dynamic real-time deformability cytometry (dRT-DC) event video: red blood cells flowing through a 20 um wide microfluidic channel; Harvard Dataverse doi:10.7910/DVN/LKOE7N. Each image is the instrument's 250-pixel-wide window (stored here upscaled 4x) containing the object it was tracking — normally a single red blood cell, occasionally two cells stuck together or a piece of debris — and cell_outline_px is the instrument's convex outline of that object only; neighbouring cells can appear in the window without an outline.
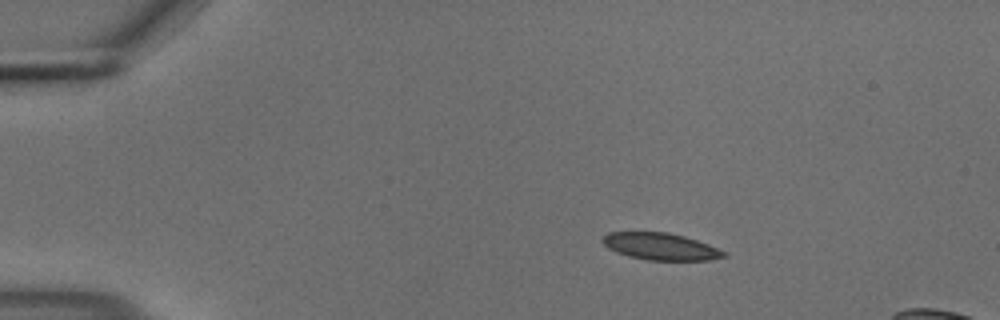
{"species": "common noctule bat (a hibernating species)", "species_latin": "Nyctalus noctula", "temperature_condition": "cold", "stored_images_in_passage": 46, "camera_frame_rate_fps": 3000, "um_per_image_px": 0.085, "animal": {"sex": "male", "body_mass_g": 18.8}, "frame": {"image": 1, "passage_image": 1, "time_ms": 0.0, "image_size_px": [1000, 320], "cell_outline_px": [[728, 256], [708, 260], [648, 260], [628, 256], [616, 252], [608, 248], [600, 240], [608, 232], [668, 232], [684, 236], [708, 244], [728, 252]], "centroid_in_image_um": [56.16, 20.95], "position_along_channel_um": 28.8, "area_um2": 19.13}}
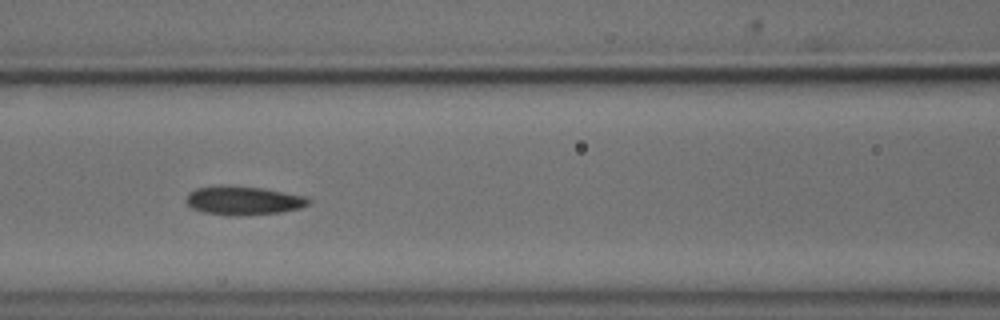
{"frame": {"image": 2, "passage_image": 16, "time_ms": 5.0, "image_size_px": [1000, 320], "cell_outline_px": [[312, 200], [308, 204], [300, 208], [280, 212], [244, 216], [232, 216], [204, 212], [192, 208], [184, 200], [188, 192], [196, 188], [224, 184], [228, 184], [264, 188], [304, 196]], "centroid_in_image_um": [20.65, 17.03], "position_along_channel_um": 146.0, "area_um2": 20.87}}
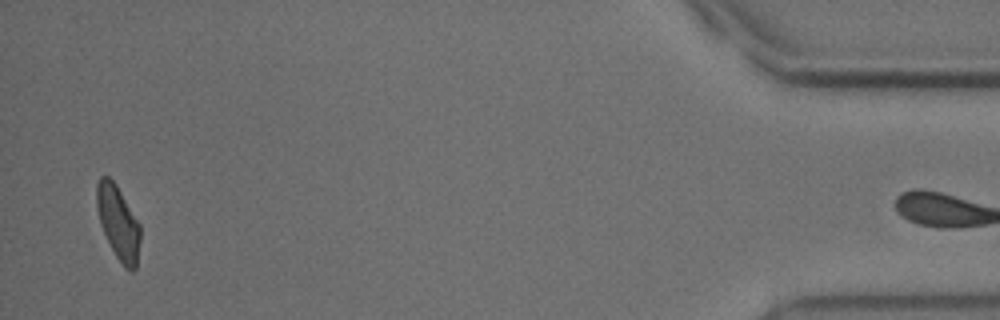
{"frame": {"image": 3, "passage_image": 45, "time_ms": 14.667, "image_size_px": [1000, 320], "cell_outline_px": [[140, 240], [136, 268], [132, 272], [128, 272], [124, 268], [116, 256], [100, 224], [96, 204], [96, 184], [100, 176], [108, 176], [116, 184], [140, 224]], "centroid_in_image_um": [10.05, 18.93], "position_along_channel_um": 425.2, "area_um2": 18.73}}